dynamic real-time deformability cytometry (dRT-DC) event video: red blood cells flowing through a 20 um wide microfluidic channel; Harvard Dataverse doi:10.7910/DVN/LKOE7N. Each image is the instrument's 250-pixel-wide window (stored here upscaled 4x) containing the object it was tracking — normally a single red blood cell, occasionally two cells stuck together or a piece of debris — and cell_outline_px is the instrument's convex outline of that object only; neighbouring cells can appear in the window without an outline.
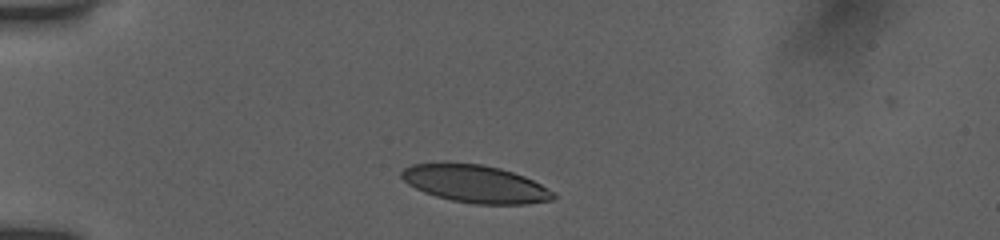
{"species": "human", "species_latin": "Homo sapiens", "temperature_condition": "room temperature", "stored_images_in_passage": 35, "camera_frame_rate_fps": 3000, "um_per_image_px": 0.085, "donor": {"sex": "female"}, "frame": {"image": 1, "passage_image": 1, "time_ms": 0.0, "image_size_px": [1000, 240], "cell_outline_px": [[556, 196], [552, 200], [528, 204], [476, 204], [452, 200], [436, 196], [424, 192], [408, 184], [400, 176], [400, 172], [404, 168], [412, 164], [444, 160], [480, 164], [500, 168], [524, 176], [540, 184], [552, 192]], "centroid_in_image_um": [40.33, 15.59], "position_along_channel_um": 44.7, "area_um2": 33.64}}
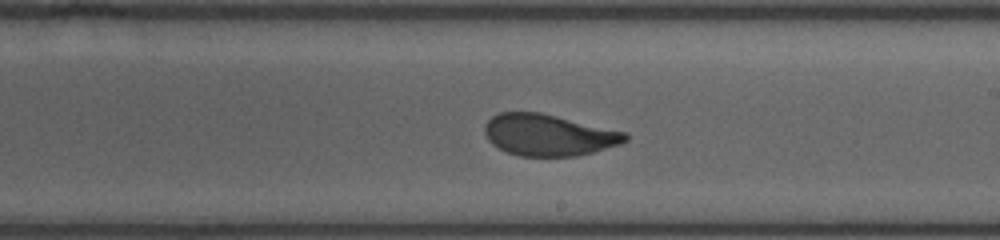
{"frame": {"image": 2, "passage_image": 19, "time_ms": 6.0, "image_size_px": [1000, 240], "cell_outline_px": [[628, 140], [620, 144], [592, 152], [576, 156], [520, 156], [508, 152], [492, 144], [488, 140], [484, 132], [484, 124], [492, 116], [500, 112], [540, 112], [628, 132]], "centroid_in_image_um": [46.63, 11.46], "position_along_channel_um": 242.4, "area_um2": 34.1}}
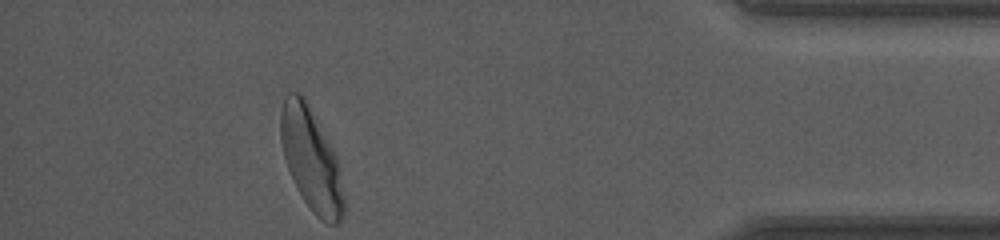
{"frame": {"image": 3, "passage_image": 35, "time_ms": 11.333, "image_size_px": [1000, 240], "cell_outline_px": [[344, 216], [336, 224], [328, 224], [320, 220], [312, 212], [296, 188], [288, 168], [284, 156], [280, 140], [280, 112], [284, 96], [288, 92], [300, 92], [308, 100], [336, 160], [340, 172], [344, 196]], "centroid_in_image_um": [26.42, 13.54], "position_along_channel_um": 408.8, "area_um2": 37.69}, "authors_computed_cell_mechanics": {"area_um2": 34.9112, "velocity_mm_per_s": 3.8916, "shape_relaxation_time_tau1_ms": 3.8665, "shape_relaxation_time_tau2_ms": null, "deformation_change_tau1": 0.1512, "deformation_change_tau2": null}}